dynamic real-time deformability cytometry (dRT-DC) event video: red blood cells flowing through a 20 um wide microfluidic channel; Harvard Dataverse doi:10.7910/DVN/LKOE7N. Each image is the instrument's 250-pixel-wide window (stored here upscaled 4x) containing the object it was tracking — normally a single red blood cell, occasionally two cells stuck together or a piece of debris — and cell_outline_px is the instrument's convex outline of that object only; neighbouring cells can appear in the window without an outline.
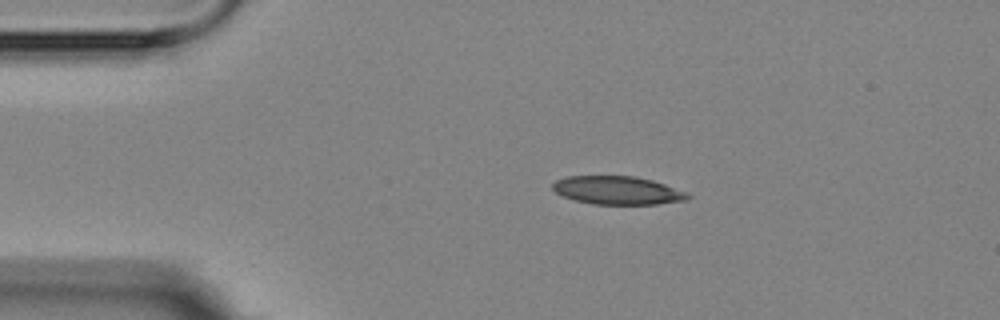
{"species": "Egyptian fruit bat (a non-hibernating species)", "species_latin": "Rousettus aegyptiacus", "temperature_condition": "room temperature", "stored_images_in_passage": 2, "camera_frame_rate_fps": 3000, "um_per_image_px": 0.085, "animal": {"sex": "female"}, "frame": {"image": 1, "passage_image": 1, "time_ms": 0.0, "image_size_px": [1000, 320], "cell_outline_px": [[692, 196], [688, 200], [656, 204], [592, 204], [576, 200], [564, 196], [556, 192], [552, 188], [552, 184], [556, 180], [564, 176], [636, 176], [652, 180], [688, 192]], "centroid_in_image_um": [52.51, 16.17], "position_along_channel_um": 32.5, "area_um2": 22.31}}